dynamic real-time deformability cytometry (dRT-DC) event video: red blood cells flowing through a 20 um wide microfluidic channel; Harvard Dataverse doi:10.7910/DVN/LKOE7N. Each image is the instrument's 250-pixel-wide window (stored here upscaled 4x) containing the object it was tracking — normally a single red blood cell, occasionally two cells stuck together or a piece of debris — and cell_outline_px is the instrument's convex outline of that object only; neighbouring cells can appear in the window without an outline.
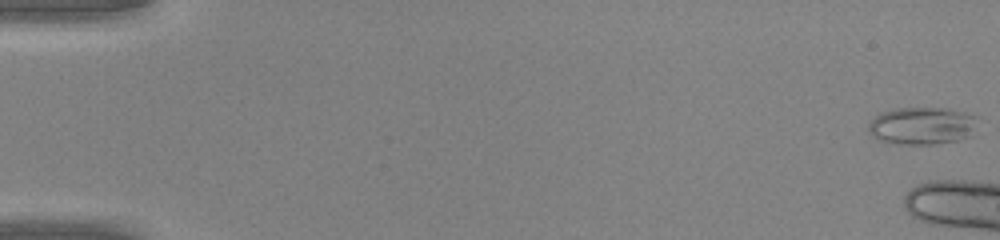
{"species": "common noctule bat (a hibernating species)", "species_latin": "Nyctalus noctula", "temperature_condition": "warm", "stored_images_in_passage": 5, "camera_frame_rate_fps": 3000, "um_per_image_px": 0.085, "animal": {"sex": "male", "body_mass_g": 20.0, "forearm_length_mm": 53.3}, "frame": {"image": 1, "passage_image": 1, "time_ms": 0.0, "image_size_px": [1000, 240], "cell_outline_px": [[976, 116], [972, 136], [960, 140], [936, 144], [896, 144], [876, 140], [868, 132], [868, 124], [880, 112], [896, 108], [948, 108], [964, 112]], "centroid_in_image_um": [78.34, 10.7], "position_along_channel_um": 6.7, "area_um2": 24.1}}